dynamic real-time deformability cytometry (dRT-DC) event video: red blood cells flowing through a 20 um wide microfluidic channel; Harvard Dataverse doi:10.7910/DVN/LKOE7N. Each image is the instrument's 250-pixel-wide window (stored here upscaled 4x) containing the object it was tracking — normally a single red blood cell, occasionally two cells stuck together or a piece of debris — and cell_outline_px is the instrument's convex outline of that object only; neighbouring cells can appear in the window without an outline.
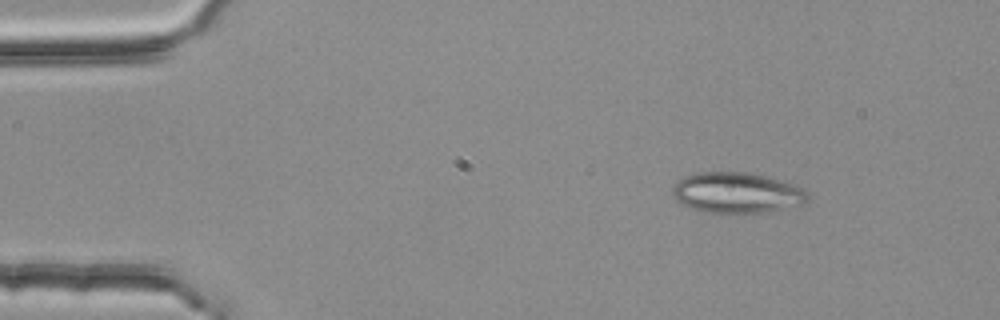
{"species": "common noctule bat (a hibernating species)", "species_latin": "Nyctalus noctula", "temperature_condition": "room temperature", "stored_images_in_passage": 4, "camera_frame_rate_fps": 3000, "um_per_image_px": 0.085, "animal": {"sex": "female", "body_mass_g": 25.1}, "frame": {"image": 1, "passage_image": 1, "time_ms": 0.0, "image_size_px": [1000, 320], "cell_outline_px": [[808, 200], [804, 204], [768, 212], [704, 212], [680, 204], [676, 200], [672, 192], [672, 188], [684, 176], [696, 172], [752, 172], [792, 184], [804, 188], [808, 192]], "centroid_in_image_um": [62.64, 16.38], "position_along_channel_um": 22.4, "area_um2": 32.02}}